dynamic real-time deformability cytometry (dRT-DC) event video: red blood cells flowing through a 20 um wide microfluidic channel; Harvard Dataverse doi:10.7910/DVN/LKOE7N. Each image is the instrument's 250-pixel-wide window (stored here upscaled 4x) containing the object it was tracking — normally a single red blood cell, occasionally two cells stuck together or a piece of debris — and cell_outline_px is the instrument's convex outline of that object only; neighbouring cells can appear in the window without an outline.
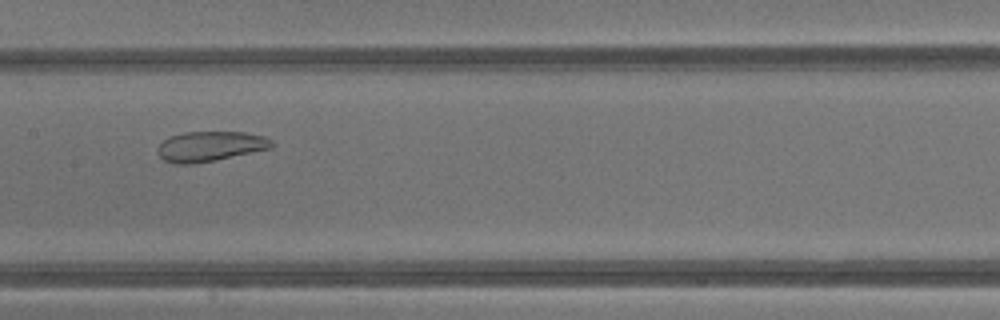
{"species": "common noctule bat (a hibernating species)", "species_latin": "Nyctalus noctula", "temperature_condition": "warm", "stored_images_in_passage": 40, "camera_frame_rate_fps": 3000, "um_per_image_px": 0.085, "animal": {"sex": "male", "body_mass_g": 13.3}, "frame": {"image": 1, "passage_image": 19, "time_ms": 6.0, "image_size_px": [1000, 320], "cell_outline_px": [[276, 144], [272, 148], [192, 164], [176, 164], [164, 160], [160, 156], [156, 148], [168, 136], [184, 132], [244, 132], [264, 136], [272, 140]], "centroid_in_image_um": [17.86, 12.42], "position_along_channel_um": 189.5, "area_um2": 19.88}}
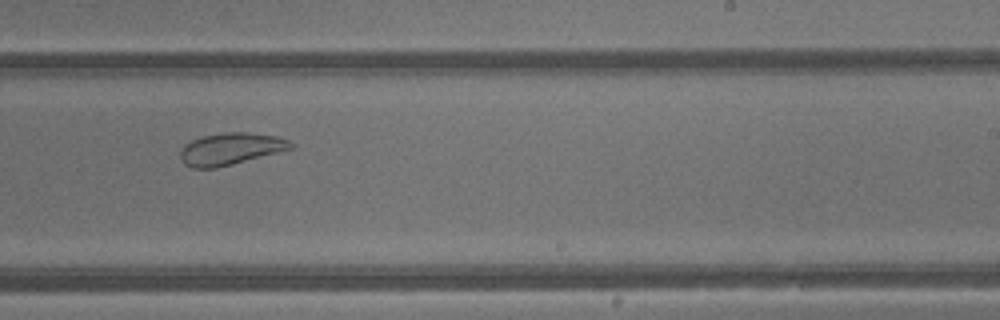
{"frame": {"image": 2, "passage_image": 24, "time_ms": 7.667, "image_size_px": [1000, 320], "cell_outline_px": [[292, 148], [232, 164], [216, 168], [192, 168], [184, 164], [180, 156], [180, 152], [184, 144], [200, 136], [224, 132], [244, 132], [276, 136], [288, 140], [292, 144]], "centroid_in_image_um": [19.53, 12.65], "position_along_channel_um": 269.5, "area_um2": 20.35}}
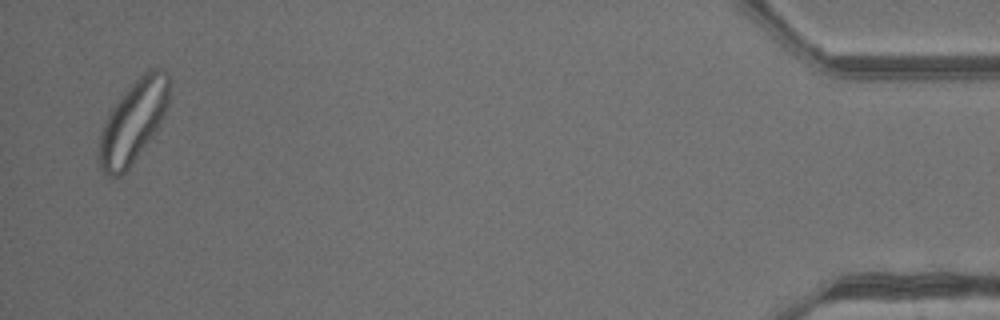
{"frame": {"image": 3, "passage_image": 39, "time_ms": 12.667, "image_size_px": [1000, 320], "cell_outline_px": [[168, 104], [156, 128], [132, 164], [120, 176], [104, 176], [96, 164], [96, 156], [100, 132], [108, 112], [120, 96], [148, 68], [160, 68], [168, 76]], "centroid_in_image_um": [11.22, 10.39], "position_along_channel_um": 424.0, "area_um2": 33.41}, "authors_computed_cell_mechanics": {"area_um2": 29.1312, "velocity_mm_per_s": 4.8198, "shape_relaxation_time_tau1_ms": null, "shape_relaxation_time_tau2_ms": 0.9502, "deformation_change_tau1": null, "deformation_change_tau2": 0.0583}}